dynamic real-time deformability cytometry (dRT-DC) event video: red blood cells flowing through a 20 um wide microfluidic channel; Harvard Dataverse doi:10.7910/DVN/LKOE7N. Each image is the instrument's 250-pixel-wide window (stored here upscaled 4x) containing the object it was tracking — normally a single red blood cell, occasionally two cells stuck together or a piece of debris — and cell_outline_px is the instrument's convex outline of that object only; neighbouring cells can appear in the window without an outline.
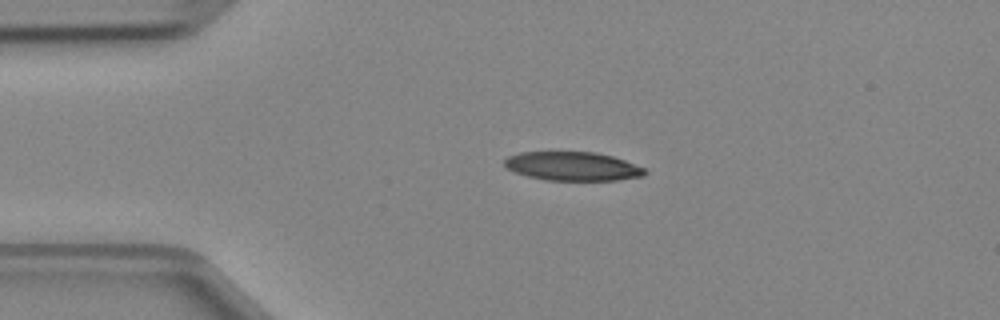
{"species": "Egyptian fruit bat (a non-hibernating species)", "species_latin": "Rousettus aegyptiacus", "temperature_condition": "cold", "stored_images_in_passage": 2, "camera_frame_rate_fps": 3000, "um_per_image_px": 0.085, "animal": {"sex": "female"}, "frame": {"image": 1, "passage_image": 1, "time_ms": 0.0, "image_size_px": [1000, 320], "cell_outline_px": [[648, 172], [644, 176], [616, 180], [544, 180], [528, 176], [516, 172], [508, 168], [504, 164], [504, 160], [508, 156], [520, 152], [596, 152], [612, 156], [624, 160], [644, 168]], "centroid_in_image_um": [48.68, 14.13], "position_along_channel_um": 36.3, "area_um2": 23.47}}